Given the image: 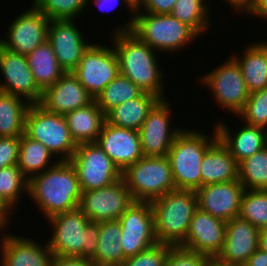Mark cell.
<instances>
[{"label":"cell","mask_w":267,"mask_h":266,"mask_svg":"<svg viewBox=\"0 0 267 266\" xmlns=\"http://www.w3.org/2000/svg\"><path fill=\"white\" fill-rule=\"evenodd\" d=\"M47 220L54 231L47 241L53 255L78 257L85 245V227L90 222L89 218L76 208L56 214Z\"/></svg>","instance_id":"15"},{"label":"cell","mask_w":267,"mask_h":266,"mask_svg":"<svg viewBox=\"0 0 267 266\" xmlns=\"http://www.w3.org/2000/svg\"><path fill=\"white\" fill-rule=\"evenodd\" d=\"M175 3L176 0H137L136 11L143 9L146 13L170 14Z\"/></svg>","instance_id":"45"},{"label":"cell","mask_w":267,"mask_h":266,"mask_svg":"<svg viewBox=\"0 0 267 266\" xmlns=\"http://www.w3.org/2000/svg\"><path fill=\"white\" fill-rule=\"evenodd\" d=\"M9 212H12L11 209L0 198V230H5L8 222L11 221Z\"/></svg>","instance_id":"50"},{"label":"cell","mask_w":267,"mask_h":266,"mask_svg":"<svg viewBox=\"0 0 267 266\" xmlns=\"http://www.w3.org/2000/svg\"><path fill=\"white\" fill-rule=\"evenodd\" d=\"M244 190L239 180L203 185L196 190L198 208L227 222L239 216Z\"/></svg>","instance_id":"18"},{"label":"cell","mask_w":267,"mask_h":266,"mask_svg":"<svg viewBox=\"0 0 267 266\" xmlns=\"http://www.w3.org/2000/svg\"><path fill=\"white\" fill-rule=\"evenodd\" d=\"M209 257L180 245H171L163 266H206Z\"/></svg>","instance_id":"41"},{"label":"cell","mask_w":267,"mask_h":266,"mask_svg":"<svg viewBox=\"0 0 267 266\" xmlns=\"http://www.w3.org/2000/svg\"><path fill=\"white\" fill-rule=\"evenodd\" d=\"M99 222L90 221L85 227V245L79 258L92 260L98 247Z\"/></svg>","instance_id":"44"},{"label":"cell","mask_w":267,"mask_h":266,"mask_svg":"<svg viewBox=\"0 0 267 266\" xmlns=\"http://www.w3.org/2000/svg\"><path fill=\"white\" fill-rule=\"evenodd\" d=\"M118 221L121 227L119 242L125 258L135 256L158 243L150 202L134 201Z\"/></svg>","instance_id":"11"},{"label":"cell","mask_w":267,"mask_h":266,"mask_svg":"<svg viewBox=\"0 0 267 266\" xmlns=\"http://www.w3.org/2000/svg\"><path fill=\"white\" fill-rule=\"evenodd\" d=\"M225 230V221L198 208L191 219L186 239L180 246L208 257H217L224 244Z\"/></svg>","instance_id":"19"},{"label":"cell","mask_w":267,"mask_h":266,"mask_svg":"<svg viewBox=\"0 0 267 266\" xmlns=\"http://www.w3.org/2000/svg\"><path fill=\"white\" fill-rule=\"evenodd\" d=\"M206 266H239V265L228 264L226 262L219 260L217 257H209Z\"/></svg>","instance_id":"52"},{"label":"cell","mask_w":267,"mask_h":266,"mask_svg":"<svg viewBox=\"0 0 267 266\" xmlns=\"http://www.w3.org/2000/svg\"><path fill=\"white\" fill-rule=\"evenodd\" d=\"M81 194L78 176L70 161H58L28 180L27 195L46 218L78 208Z\"/></svg>","instance_id":"1"},{"label":"cell","mask_w":267,"mask_h":266,"mask_svg":"<svg viewBox=\"0 0 267 266\" xmlns=\"http://www.w3.org/2000/svg\"><path fill=\"white\" fill-rule=\"evenodd\" d=\"M239 217L259 230L267 228V190L245 189L241 198Z\"/></svg>","instance_id":"37"},{"label":"cell","mask_w":267,"mask_h":266,"mask_svg":"<svg viewBox=\"0 0 267 266\" xmlns=\"http://www.w3.org/2000/svg\"><path fill=\"white\" fill-rule=\"evenodd\" d=\"M31 104L20 96L0 91V137L25 133V117Z\"/></svg>","instance_id":"31"},{"label":"cell","mask_w":267,"mask_h":266,"mask_svg":"<svg viewBox=\"0 0 267 266\" xmlns=\"http://www.w3.org/2000/svg\"><path fill=\"white\" fill-rule=\"evenodd\" d=\"M96 143L123 172L143 157L139 131L104 123Z\"/></svg>","instance_id":"20"},{"label":"cell","mask_w":267,"mask_h":266,"mask_svg":"<svg viewBox=\"0 0 267 266\" xmlns=\"http://www.w3.org/2000/svg\"><path fill=\"white\" fill-rule=\"evenodd\" d=\"M26 10L8 25L7 38H0L2 47L24 56L47 41L50 23L33 4Z\"/></svg>","instance_id":"13"},{"label":"cell","mask_w":267,"mask_h":266,"mask_svg":"<svg viewBox=\"0 0 267 266\" xmlns=\"http://www.w3.org/2000/svg\"><path fill=\"white\" fill-rule=\"evenodd\" d=\"M94 98L88 93L72 72L65 74L42 91L38 103L45 110L65 116L67 113L91 103Z\"/></svg>","instance_id":"21"},{"label":"cell","mask_w":267,"mask_h":266,"mask_svg":"<svg viewBox=\"0 0 267 266\" xmlns=\"http://www.w3.org/2000/svg\"><path fill=\"white\" fill-rule=\"evenodd\" d=\"M143 92L130 79L119 73L94 100L101 111L106 114L112 108L139 97Z\"/></svg>","instance_id":"33"},{"label":"cell","mask_w":267,"mask_h":266,"mask_svg":"<svg viewBox=\"0 0 267 266\" xmlns=\"http://www.w3.org/2000/svg\"><path fill=\"white\" fill-rule=\"evenodd\" d=\"M236 117L247 125L267 129V88L251 92L243 110Z\"/></svg>","instance_id":"39"},{"label":"cell","mask_w":267,"mask_h":266,"mask_svg":"<svg viewBox=\"0 0 267 266\" xmlns=\"http://www.w3.org/2000/svg\"><path fill=\"white\" fill-rule=\"evenodd\" d=\"M170 244L156 243L135 256L126 258L121 266H163Z\"/></svg>","instance_id":"40"},{"label":"cell","mask_w":267,"mask_h":266,"mask_svg":"<svg viewBox=\"0 0 267 266\" xmlns=\"http://www.w3.org/2000/svg\"><path fill=\"white\" fill-rule=\"evenodd\" d=\"M240 66L248 91L267 88V41L249 43L242 56H232Z\"/></svg>","instance_id":"27"},{"label":"cell","mask_w":267,"mask_h":266,"mask_svg":"<svg viewBox=\"0 0 267 266\" xmlns=\"http://www.w3.org/2000/svg\"><path fill=\"white\" fill-rule=\"evenodd\" d=\"M259 229L247 220L234 217L226 222L225 239L217 258L233 265L244 266L258 249Z\"/></svg>","instance_id":"23"},{"label":"cell","mask_w":267,"mask_h":266,"mask_svg":"<svg viewBox=\"0 0 267 266\" xmlns=\"http://www.w3.org/2000/svg\"><path fill=\"white\" fill-rule=\"evenodd\" d=\"M258 248L267 253V228L259 230Z\"/></svg>","instance_id":"51"},{"label":"cell","mask_w":267,"mask_h":266,"mask_svg":"<svg viewBox=\"0 0 267 266\" xmlns=\"http://www.w3.org/2000/svg\"><path fill=\"white\" fill-rule=\"evenodd\" d=\"M88 93L95 97L119 74L116 51L111 46L92 43L72 71Z\"/></svg>","instance_id":"10"},{"label":"cell","mask_w":267,"mask_h":266,"mask_svg":"<svg viewBox=\"0 0 267 266\" xmlns=\"http://www.w3.org/2000/svg\"><path fill=\"white\" fill-rule=\"evenodd\" d=\"M170 106L166 98L160 99L138 130L143 156H167L174 139L183 130L170 126Z\"/></svg>","instance_id":"14"},{"label":"cell","mask_w":267,"mask_h":266,"mask_svg":"<svg viewBox=\"0 0 267 266\" xmlns=\"http://www.w3.org/2000/svg\"><path fill=\"white\" fill-rule=\"evenodd\" d=\"M204 2V0H176L170 14L190 26L201 37V34L204 35V32L209 30L211 23L210 5Z\"/></svg>","instance_id":"34"},{"label":"cell","mask_w":267,"mask_h":266,"mask_svg":"<svg viewBox=\"0 0 267 266\" xmlns=\"http://www.w3.org/2000/svg\"><path fill=\"white\" fill-rule=\"evenodd\" d=\"M23 193H28V179L18 164L0 169V198L11 210Z\"/></svg>","instance_id":"36"},{"label":"cell","mask_w":267,"mask_h":266,"mask_svg":"<svg viewBox=\"0 0 267 266\" xmlns=\"http://www.w3.org/2000/svg\"><path fill=\"white\" fill-rule=\"evenodd\" d=\"M227 3H229V6L231 5L234 11L236 10L239 12L240 10L243 14H249L255 6L256 0H227Z\"/></svg>","instance_id":"47"},{"label":"cell","mask_w":267,"mask_h":266,"mask_svg":"<svg viewBox=\"0 0 267 266\" xmlns=\"http://www.w3.org/2000/svg\"><path fill=\"white\" fill-rule=\"evenodd\" d=\"M134 201L152 202L175 190L167 156H143L122 172Z\"/></svg>","instance_id":"6"},{"label":"cell","mask_w":267,"mask_h":266,"mask_svg":"<svg viewBox=\"0 0 267 266\" xmlns=\"http://www.w3.org/2000/svg\"><path fill=\"white\" fill-rule=\"evenodd\" d=\"M218 138L229 149L231 155L239 163L251 157L256 152L266 147V129L256 126H241L233 134L224 122L216 124Z\"/></svg>","instance_id":"24"},{"label":"cell","mask_w":267,"mask_h":266,"mask_svg":"<svg viewBox=\"0 0 267 266\" xmlns=\"http://www.w3.org/2000/svg\"><path fill=\"white\" fill-rule=\"evenodd\" d=\"M250 14L252 16H258V18L261 17L267 19V0H256L255 6L247 16Z\"/></svg>","instance_id":"49"},{"label":"cell","mask_w":267,"mask_h":266,"mask_svg":"<svg viewBox=\"0 0 267 266\" xmlns=\"http://www.w3.org/2000/svg\"><path fill=\"white\" fill-rule=\"evenodd\" d=\"M238 180V163L218 138L205 152L201 164V187Z\"/></svg>","instance_id":"25"},{"label":"cell","mask_w":267,"mask_h":266,"mask_svg":"<svg viewBox=\"0 0 267 266\" xmlns=\"http://www.w3.org/2000/svg\"><path fill=\"white\" fill-rule=\"evenodd\" d=\"M20 137H0V169L18 164Z\"/></svg>","instance_id":"42"},{"label":"cell","mask_w":267,"mask_h":266,"mask_svg":"<svg viewBox=\"0 0 267 266\" xmlns=\"http://www.w3.org/2000/svg\"><path fill=\"white\" fill-rule=\"evenodd\" d=\"M50 266H95L90 259L53 255Z\"/></svg>","instance_id":"46"},{"label":"cell","mask_w":267,"mask_h":266,"mask_svg":"<svg viewBox=\"0 0 267 266\" xmlns=\"http://www.w3.org/2000/svg\"><path fill=\"white\" fill-rule=\"evenodd\" d=\"M201 78V83L210 89L214 101L221 106L219 108L227 109L234 116L243 110L250 92L240 66L232 56Z\"/></svg>","instance_id":"9"},{"label":"cell","mask_w":267,"mask_h":266,"mask_svg":"<svg viewBox=\"0 0 267 266\" xmlns=\"http://www.w3.org/2000/svg\"><path fill=\"white\" fill-rule=\"evenodd\" d=\"M120 1L126 5L125 7L129 9L128 11L130 12V15L132 13V17L127 21L128 24L124 23V26L120 24V26L116 27L117 29H114L115 31L113 30V32L131 31L136 13L135 0H93L95 5L98 6L102 12L112 11L113 9H116ZM89 3L90 0H88V5Z\"/></svg>","instance_id":"43"},{"label":"cell","mask_w":267,"mask_h":266,"mask_svg":"<svg viewBox=\"0 0 267 266\" xmlns=\"http://www.w3.org/2000/svg\"><path fill=\"white\" fill-rule=\"evenodd\" d=\"M142 11V12H141ZM136 11L131 32L153 50L172 53L192 44L200 37L190 26L180 22L171 14L146 13ZM191 42V43H190Z\"/></svg>","instance_id":"5"},{"label":"cell","mask_w":267,"mask_h":266,"mask_svg":"<svg viewBox=\"0 0 267 266\" xmlns=\"http://www.w3.org/2000/svg\"><path fill=\"white\" fill-rule=\"evenodd\" d=\"M214 128L211 137L195 129H184L174 139L167 157L176 189L196 191L201 187L203 156L218 139L216 126Z\"/></svg>","instance_id":"4"},{"label":"cell","mask_w":267,"mask_h":266,"mask_svg":"<svg viewBox=\"0 0 267 266\" xmlns=\"http://www.w3.org/2000/svg\"><path fill=\"white\" fill-rule=\"evenodd\" d=\"M0 91L20 96L30 104H37L42 90L36 84L27 57L11 52L0 45Z\"/></svg>","instance_id":"16"},{"label":"cell","mask_w":267,"mask_h":266,"mask_svg":"<svg viewBox=\"0 0 267 266\" xmlns=\"http://www.w3.org/2000/svg\"><path fill=\"white\" fill-rule=\"evenodd\" d=\"M54 157L41 142L31 139L25 133L20 136L18 167L28 180L55 165L59 160L52 162Z\"/></svg>","instance_id":"32"},{"label":"cell","mask_w":267,"mask_h":266,"mask_svg":"<svg viewBox=\"0 0 267 266\" xmlns=\"http://www.w3.org/2000/svg\"><path fill=\"white\" fill-rule=\"evenodd\" d=\"M25 134L46 146L59 161H69L77 144L71 136L65 116L31 104L25 117Z\"/></svg>","instance_id":"7"},{"label":"cell","mask_w":267,"mask_h":266,"mask_svg":"<svg viewBox=\"0 0 267 266\" xmlns=\"http://www.w3.org/2000/svg\"><path fill=\"white\" fill-rule=\"evenodd\" d=\"M150 204L157 241L180 245L186 239L191 219L198 209L196 191L175 189Z\"/></svg>","instance_id":"3"},{"label":"cell","mask_w":267,"mask_h":266,"mask_svg":"<svg viewBox=\"0 0 267 266\" xmlns=\"http://www.w3.org/2000/svg\"><path fill=\"white\" fill-rule=\"evenodd\" d=\"M120 237L118 220L99 222L98 247L92 259L95 266H121L126 258L119 242Z\"/></svg>","instance_id":"30"},{"label":"cell","mask_w":267,"mask_h":266,"mask_svg":"<svg viewBox=\"0 0 267 266\" xmlns=\"http://www.w3.org/2000/svg\"><path fill=\"white\" fill-rule=\"evenodd\" d=\"M69 161L82 192L106 187L122 178L120 169L96 142L79 144Z\"/></svg>","instance_id":"8"},{"label":"cell","mask_w":267,"mask_h":266,"mask_svg":"<svg viewBox=\"0 0 267 266\" xmlns=\"http://www.w3.org/2000/svg\"><path fill=\"white\" fill-rule=\"evenodd\" d=\"M31 2L49 20H75L88 6V0H33Z\"/></svg>","instance_id":"38"},{"label":"cell","mask_w":267,"mask_h":266,"mask_svg":"<svg viewBox=\"0 0 267 266\" xmlns=\"http://www.w3.org/2000/svg\"><path fill=\"white\" fill-rule=\"evenodd\" d=\"M74 21V22H73ZM75 20H50L47 41L65 72H72L92 43L85 40Z\"/></svg>","instance_id":"17"},{"label":"cell","mask_w":267,"mask_h":266,"mask_svg":"<svg viewBox=\"0 0 267 266\" xmlns=\"http://www.w3.org/2000/svg\"><path fill=\"white\" fill-rule=\"evenodd\" d=\"M244 266H267V253L258 248Z\"/></svg>","instance_id":"48"},{"label":"cell","mask_w":267,"mask_h":266,"mask_svg":"<svg viewBox=\"0 0 267 266\" xmlns=\"http://www.w3.org/2000/svg\"><path fill=\"white\" fill-rule=\"evenodd\" d=\"M0 233V266H50L53 253L47 242L40 245L29 237Z\"/></svg>","instance_id":"22"},{"label":"cell","mask_w":267,"mask_h":266,"mask_svg":"<svg viewBox=\"0 0 267 266\" xmlns=\"http://www.w3.org/2000/svg\"><path fill=\"white\" fill-rule=\"evenodd\" d=\"M266 147H267V129H266Z\"/></svg>","instance_id":"53"},{"label":"cell","mask_w":267,"mask_h":266,"mask_svg":"<svg viewBox=\"0 0 267 266\" xmlns=\"http://www.w3.org/2000/svg\"><path fill=\"white\" fill-rule=\"evenodd\" d=\"M26 57L34 80L42 91L53 85L65 74L48 41L37 46Z\"/></svg>","instance_id":"29"},{"label":"cell","mask_w":267,"mask_h":266,"mask_svg":"<svg viewBox=\"0 0 267 266\" xmlns=\"http://www.w3.org/2000/svg\"><path fill=\"white\" fill-rule=\"evenodd\" d=\"M134 202L130 191L121 178L103 188L83 191L78 208L92 222L118 220Z\"/></svg>","instance_id":"12"},{"label":"cell","mask_w":267,"mask_h":266,"mask_svg":"<svg viewBox=\"0 0 267 266\" xmlns=\"http://www.w3.org/2000/svg\"><path fill=\"white\" fill-rule=\"evenodd\" d=\"M159 100L158 96L143 92L139 97L109 110L105 114L106 122L117 127L138 131L151 109Z\"/></svg>","instance_id":"28"},{"label":"cell","mask_w":267,"mask_h":266,"mask_svg":"<svg viewBox=\"0 0 267 266\" xmlns=\"http://www.w3.org/2000/svg\"><path fill=\"white\" fill-rule=\"evenodd\" d=\"M65 119L77 145L96 142L106 122L105 114L95 100L84 107L67 113Z\"/></svg>","instance_id":"26"},{"label":"cell","mask_w":267,"mask_h":266,"mask_svg":"<svg viewBox=\"0 0 267 266\" xmlns=\"http://www.w3.org/2000/svg\"><path fill=\"white\" fill-rule=\"evenodd\" d=\"M110 39L119 62V73L141 90L165 99L164 73L157 61V51L131 31L114 32Z\"/></svg>","instance_id":"2"},{"label":"cell","mask_w":267,"mask_h":266,"mask_svg":"<svg viewBox=\"0 0 267 266\" xmlns=\"http://www.w3.org/2000/svg\"><path fill=\"white\" fill-rule=\"evenodd\" d=\"M238 180L244 189L267 190V147L238 163Z\"/></svg>","instance_id":"35"}]
</instances>
